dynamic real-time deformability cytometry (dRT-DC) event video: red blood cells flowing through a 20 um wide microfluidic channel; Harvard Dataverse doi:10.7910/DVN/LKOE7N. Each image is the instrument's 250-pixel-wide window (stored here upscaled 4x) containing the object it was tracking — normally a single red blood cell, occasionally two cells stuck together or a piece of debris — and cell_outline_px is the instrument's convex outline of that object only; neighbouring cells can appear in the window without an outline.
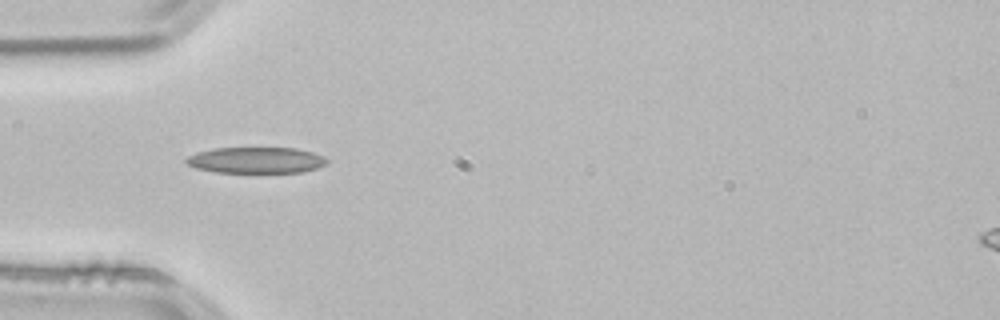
{"species": "common noctule bat (a hibernating species)", "species_latin": "Nyctalus noctula", "temperature_condition": "room temperature", "stored_images_in_passage": 14, "camera_frame_rate_fps": 3000, "um_per_image_px": 0.085, "animal": {"sex": "male", "body_mass_g": 21.5, "forearm_length_mm": 52.0}, "frame": {"image": 1, "passage_image": 3, "time_ms": 0.667, "image_size_px": [1000, 320], "cell_outline_px": [[328, 164], [304, 172], [216, 172], [196, 168], [188, 164], [184, 160], [188, 156], [196, 152], [212, 148], [296, 148], [312, 152], [324, 156], [328, 160]], "centroid_in_image_um": [21.78, 13.61], "position_along_channel_um": 63.2, "area_um2": 21.44}}